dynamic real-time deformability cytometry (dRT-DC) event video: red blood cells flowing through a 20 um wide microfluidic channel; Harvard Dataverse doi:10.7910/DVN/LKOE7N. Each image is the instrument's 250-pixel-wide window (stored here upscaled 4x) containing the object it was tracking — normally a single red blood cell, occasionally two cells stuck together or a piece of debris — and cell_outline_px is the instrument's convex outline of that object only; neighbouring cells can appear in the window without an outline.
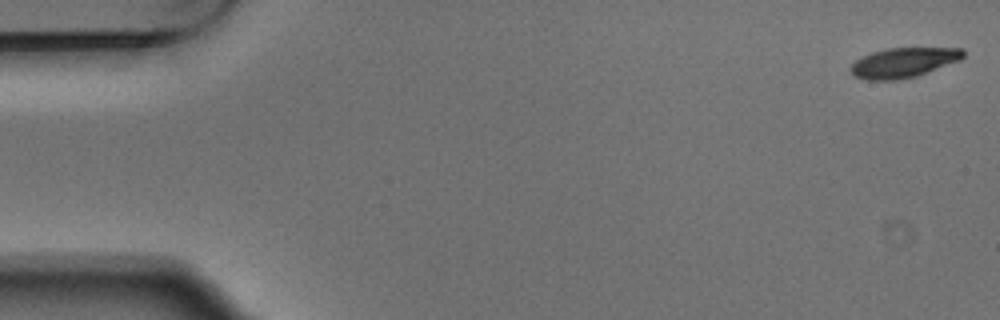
{"species": "Egyptian fruit bat (a non-hibernating species)", "species_latin": "Rousettus aegyptiacus", "temperature_condition": "warm", "stored_images_in_passage": 5, "camera_frame_rate_fps": 3000, "um_per_image_px": 0.085, "animal": {"sex": "male"}, "frame": {"image": 1, "passage_image": 5, "time_ms": 1.333, "image_size_px": [1000, 320], "cell_outline_px": [[964, 56], [960, 60], [916, 76], [896, 80], [868, 80], [856, 76], [848, 68], [856, 60], [872, 52], [888, 48], [964, 48]], "centroid_in_image_um": [76.8, 5.31], "position_along_channel_um": 8.2, "area_um2": 19.36}}